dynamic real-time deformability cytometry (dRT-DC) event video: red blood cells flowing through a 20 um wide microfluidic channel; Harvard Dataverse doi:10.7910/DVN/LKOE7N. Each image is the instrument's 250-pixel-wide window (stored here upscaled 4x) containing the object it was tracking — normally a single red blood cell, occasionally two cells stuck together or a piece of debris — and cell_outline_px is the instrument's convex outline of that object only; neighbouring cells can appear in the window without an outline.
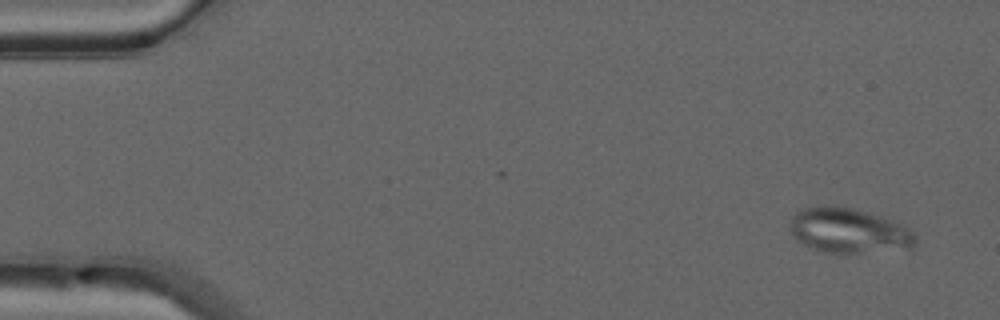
{"species": "common noctule bat (a hibernating species)", "species_latin": "Nyctalus noctula", "temperature_condition": "warm", "stored_images_in_passage": 48, "camera_frame_rate_fps": 3000, "um_per_image_px": 0.085, "animal": {"sex": "male", "forearm_length_mm": 52.5}, "frame": {"image": 1, "passage_image": 2, "time_ms": 0.333, "image_size_px": [1000, 320], "cell_outline_px": [[916, 244], [912, 248], [844, 256], [820, 252], [796, 240], [792, 236], [792, 216], [796, 212], [804, 208], [824, 204], [836, 204], [852, 208], [880, 216], [892, 220], [908, 228], [916, 236]], "centroid_in_image_um": [72.15, 19.64], "position_along_channel_um": 12.9, "area_um2": 33.81}}
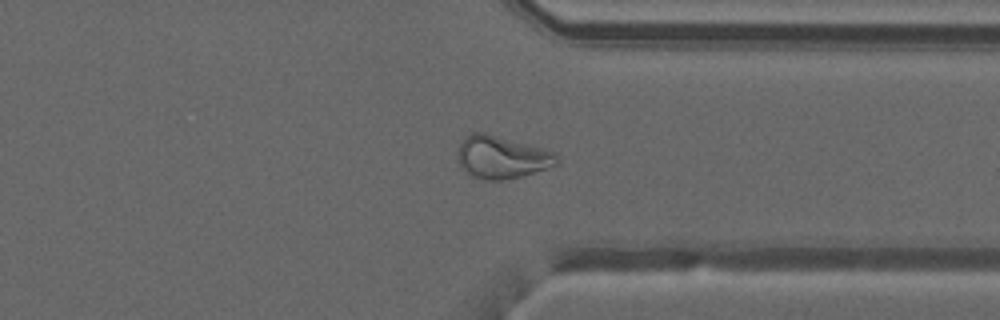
{"frame": {"image": 2, "passage_image": 37, "time_ms": 12.0, "image_size_px": [1000, 320], "cell_outline_px": [[560, 156], [556, 164], [520, 176], [504, 180], [488, 180], [472, 176], [460, 164], [460, 144], [472, 132], [484, 132], [540, 148], [552, 152]], "centroid_in_image_um": [42.66, 13.36], "position_along_channel_um": 368.7, "area_um2": 23.58}}
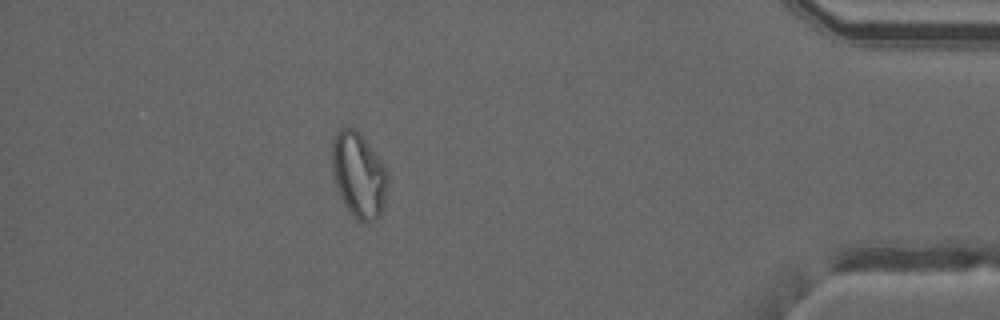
{"frame": {"image": 3, "passage_image": 43, "time_ms": 14.0, "image_size_px": [1000, 320], "cell_outline_px": [[388, 180], [384, 208], [380, 216], [376, 220], [364, 224], [356, 220], [344, 204], [340, 196], [332, 172], [332, 140], [336, 132], [340, 128], [356, 128], [380, 160], [388, 176]], "centroid_in_image_um": [30.49, 14.92], "position_along_channel_um": 404.7, "area_um2": 27.74}, "authors_computed_cell_mechanics": {"area_um2": 27.4839, "velocity_mm_per_s": 4.1256, "shape_relaxation_time_tau1_ms": null, "shape_relaxation_time_tau2_ms": 1.7986, "deformation_change_tau1": null, "deformation_change_tau2": 0.0817}}